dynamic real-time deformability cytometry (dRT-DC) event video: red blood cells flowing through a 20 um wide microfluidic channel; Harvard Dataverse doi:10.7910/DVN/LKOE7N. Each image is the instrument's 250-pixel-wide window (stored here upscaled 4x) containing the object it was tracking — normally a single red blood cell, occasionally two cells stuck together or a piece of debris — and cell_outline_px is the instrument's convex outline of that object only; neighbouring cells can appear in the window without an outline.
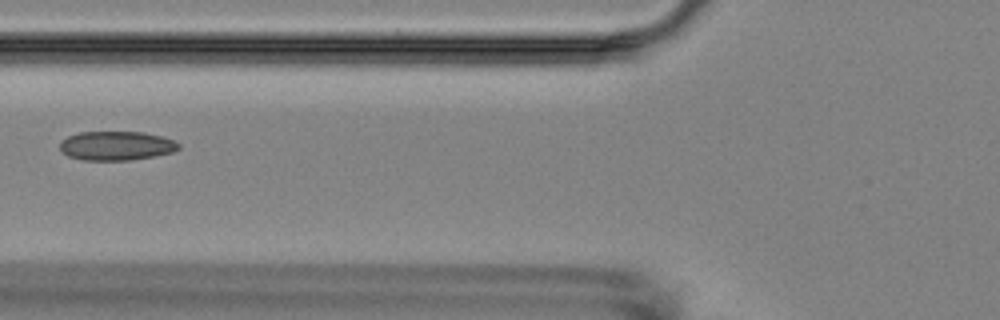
{"species": "Egyptian fruit bat (a non-hibernating species)", "species_latin": "Rousettus aegyptiacus", "temperature_condition": "room temperature", "stored_images_in_passage": 9, "camera_frame_rate_fps": 3000, "um_per_image_px": 0.085, "animal": {"sex": "female"}, "frame": {"image": 1, "passage_image": 7, "time_ms": 7.0, "image_size_px": [1000, 320], "cell_outline_px": [[180, 148], [172, 152], [132, 160], [84, 160], [68, 156], [60, 152], [60, 140], [68, 136], [80, 132], [144, 132], [176, 140], [180, 144]], "centroid_in_image_um": [9.87, 12.39], "position_along_channel_um": 115.9, "area_um2": 20.23}}
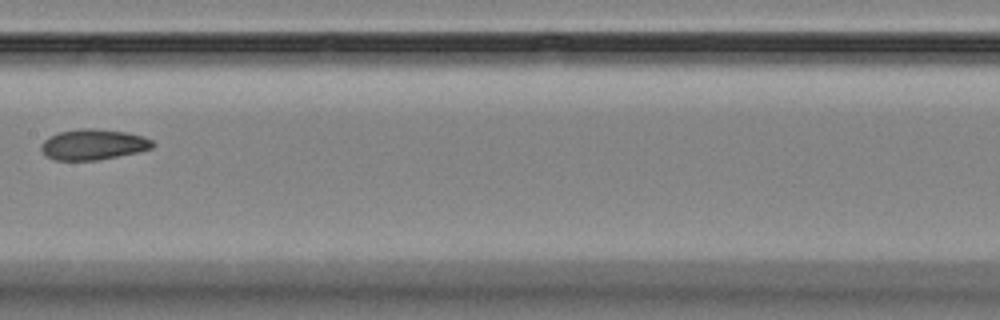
{"frame": {"image": 2, "passage_image": 9, "time_ms": 9.333, "image_size_px": [1000, 320], "cell_outline_px": [[156, 144], [152, 148], [140, 152], [96, 160], [56, 160], [44, 156], [40, 148], [40, 144], [48, 136], [60, 132], [80, 128], [92, 128], [128, 132], [144, 136], [152, 140]], "centroid_in_image_um": [7.93, 12.28], "position_along_channel_um": 199.5, "area_um2": 20.17}}